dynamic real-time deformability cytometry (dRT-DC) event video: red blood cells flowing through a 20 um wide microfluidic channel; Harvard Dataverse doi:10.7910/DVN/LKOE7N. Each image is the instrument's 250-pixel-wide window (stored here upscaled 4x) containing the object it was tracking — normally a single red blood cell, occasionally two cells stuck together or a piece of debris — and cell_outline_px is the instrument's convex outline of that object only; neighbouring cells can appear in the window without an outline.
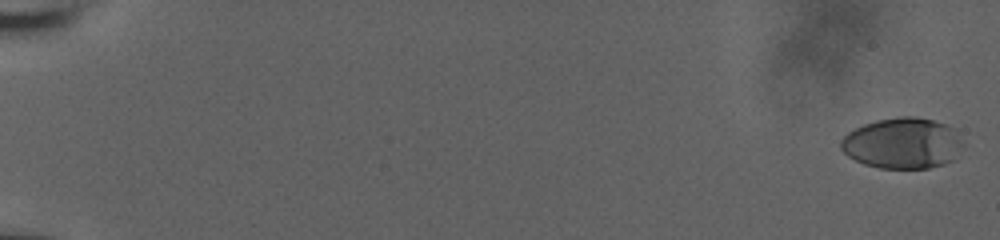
{"species": "human", "species_latin": "Homo sapiens", "temperature_condition": "room temperature", "stored_images_in_passage": 28, "camera_frame_rate_fps": 3000, "um_per_image_px": 0.085, "donor": {"sex": "male"}, "frame": {"image": 1, "passage_image": 1, "time_ms": 0.0, "image_size_px": [1000, 240], "cell_outline_px": [[964, 144], [952, 160], [944, 164], [928, 168], [880, 168], [864, 164], [848, 156], [840, 148], [840, 140], [848, 132], [864, 124], [876, 120], [900, 116], [916, 116], [932, 120], [956, 128]], "centroid_in_image_um": [76.72, 12.16], "position_along_channel_um": 8.3, "area_um2": 36.36}}
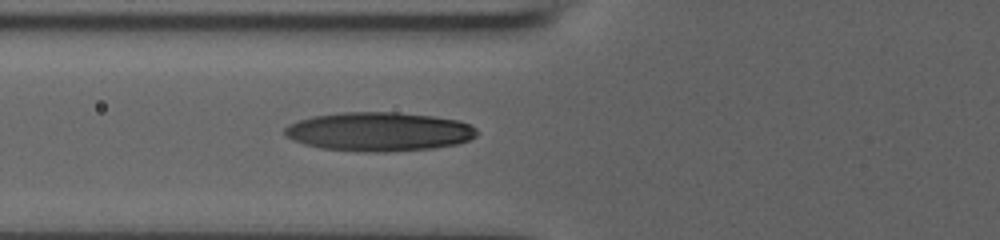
{"frame": {"image": 2, "passage_image": 16, "time_ms": 5.0, "image_size_px": [1000, 240], "cell_outline_px": [[480, 132], [476, 136], [468, 140], [456, 144], [432, 148], [384, 152], [364, 152], [320, 148], [304, 144], [292, 140], [284, 136], [284, 128], [288, 124], [312, 116], [340, 112], [396, 112], [432, 116], [460, 120], [476, 128]], "centroid_in_image_um": [32.19, 11.19], "position_along_channel_um": 93.6, "area_um2": 43.87}}
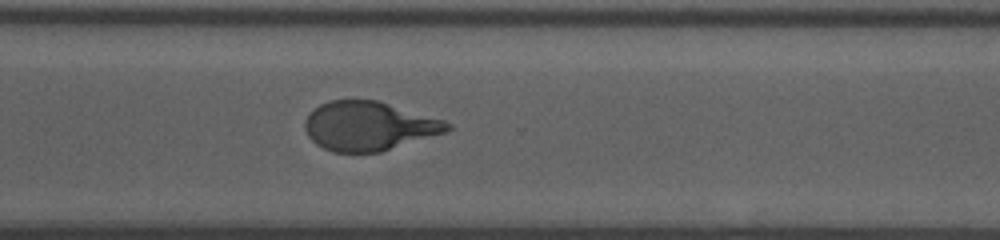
{"frame": {"image": 3, "passage_image": 28, "time_ms": 9.0, "image_size_px": [1000, 240], "cell_outline_px": [[452, 128], [444, 132], [380, 152], [332, 152], [316, 144], [308, 136], [304, 128], [304, 124], [308, 116], [320, 104], [328, 100], [376, 100], [444, 120], [452, 124]], "centroid_in_image_um": [31.33, 10.71], "position_along_channel_um": 339.3, "area_um2": 40.23}}